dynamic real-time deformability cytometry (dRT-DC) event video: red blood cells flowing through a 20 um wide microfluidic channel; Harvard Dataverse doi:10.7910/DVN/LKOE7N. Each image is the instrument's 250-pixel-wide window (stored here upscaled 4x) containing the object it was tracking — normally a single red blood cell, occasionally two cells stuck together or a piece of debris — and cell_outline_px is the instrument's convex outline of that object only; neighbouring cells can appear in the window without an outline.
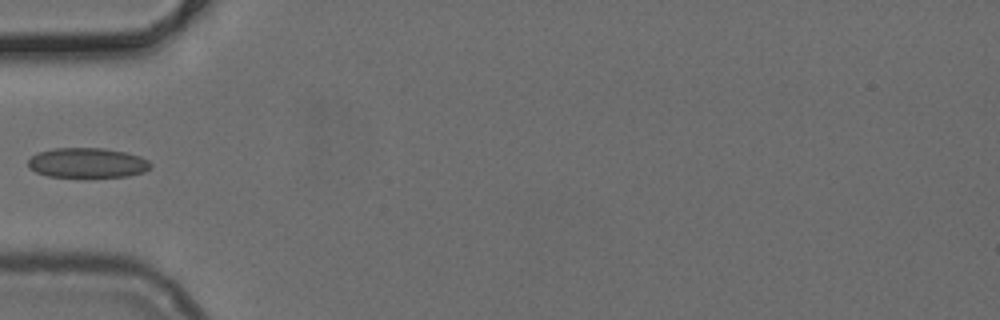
{"species": "common noctule bat (a hibernating species)", "species_latin": "Nyctalus noctula", "temperature_condition": "cold", "stored_images_in_passage": 35, "camera_frame_rate_fps": 3000, "um_per_image_px": 0.085, "animal": {"sex": "female", "body_mass_g": 24.6, "forearm_length_mm": 56.2}, "frame": {"image": 1, "passage_image": 1, "time_ms": 0.0, "image_size_px": [1000, 320], "cell_outline_px": [[152, 164], [144, 172], [128, 176], [80, 180], [48, 176], [36, 172], [28, 168], [28, 160], [36, 152], [52, 148], [104, 148], [124, 152], [140, 156], [148, 160]], "centroid_in_image_um": [7.38, 13.89], "position_along_channel_um": 77.6, "area_um2": 22.37}}
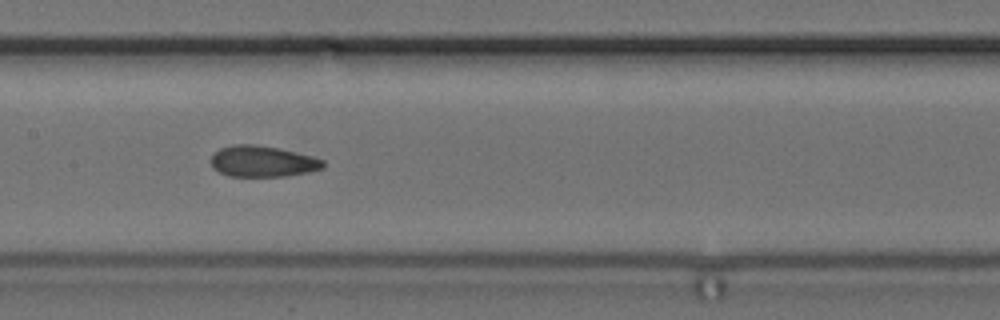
{"frame": {"image": 2, "passage_image": 9, "time_ms": 2.667, "image_size_px": [1000, 320], "cell_outline_px": [[324, 168], [308, 172], [284, 176], [228, 176], [212, 168], [212, 156], [220, 148], [232, 144], [256, 144], [280, 148], [324, 160]], "centroid_in_image_um": [22.3, 13.71], "position_along_channel_um": 185.1, "area_um2": 20.23}}
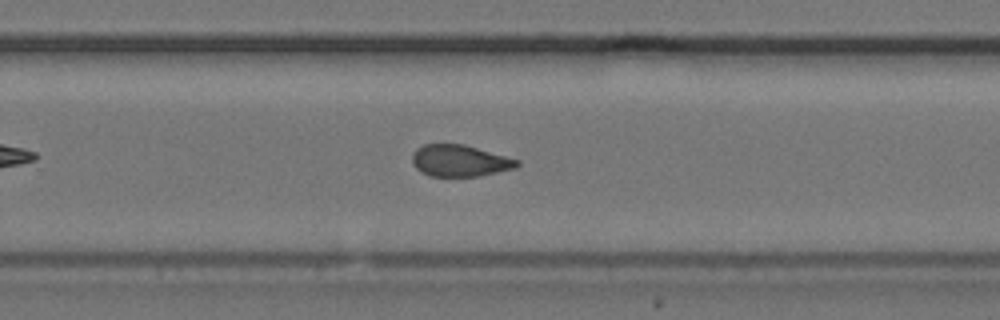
{"frame": {"image": 3, "passage_image": 17, "time_ms": 5.333, "image_size_px": [1000, 320], "cell_outline_px": [[520, 164], [516, 168], [480, 176], [428, 176], [420, 172], [412, 164], [412, 152], [416, 148], [424, 144], [464, 144], [520, 160]], "centroid_in_image_um": [39.06, 13.66], "position_along_channel_um": 290.7, "area_um2": 19.54}}